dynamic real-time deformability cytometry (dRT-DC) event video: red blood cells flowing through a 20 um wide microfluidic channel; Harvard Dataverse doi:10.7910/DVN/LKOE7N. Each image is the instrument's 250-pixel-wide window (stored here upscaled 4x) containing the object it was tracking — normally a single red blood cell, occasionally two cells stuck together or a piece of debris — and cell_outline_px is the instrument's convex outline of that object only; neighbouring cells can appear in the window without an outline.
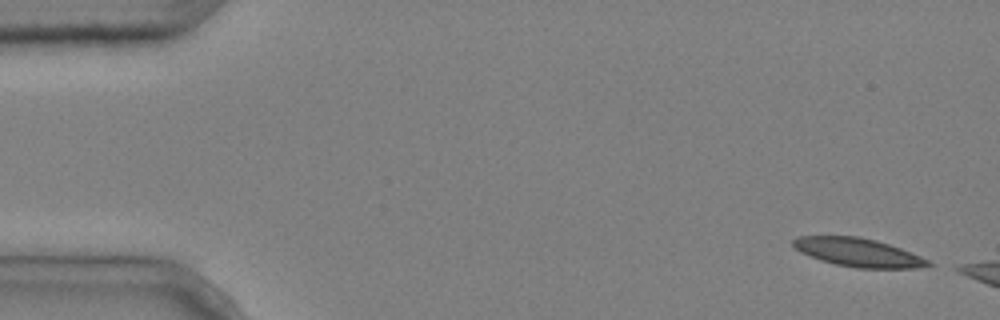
{"species": "common noctule bat (a hibernating species)", "species_latin": "Nyctalus noctula", "temperature_condition": "cold", "stored_images_in_passage": 3, "camera_frame_rate_fps": 3000, "um_per_image_px": 0.085, "animal": {"sex": "male", "body_mass_g": 20.4}, "frame": {"image": 1, "passage_image": 1, "time_ms": 0.0, "image_size_px": [1000, 320], "cell_outline_px": [[936, 264], [916, 268], [856, 268], [836, 264], [820, 260], [800, 252], [792, 244], [792, 240], [796, 236], [860, 236], [876, 240], [900, 248], [920, 256]], "centroid_in_image_um": [72.93, 21.45], "position_along_channel_um": 12.1, "area_um2": 22.37}}